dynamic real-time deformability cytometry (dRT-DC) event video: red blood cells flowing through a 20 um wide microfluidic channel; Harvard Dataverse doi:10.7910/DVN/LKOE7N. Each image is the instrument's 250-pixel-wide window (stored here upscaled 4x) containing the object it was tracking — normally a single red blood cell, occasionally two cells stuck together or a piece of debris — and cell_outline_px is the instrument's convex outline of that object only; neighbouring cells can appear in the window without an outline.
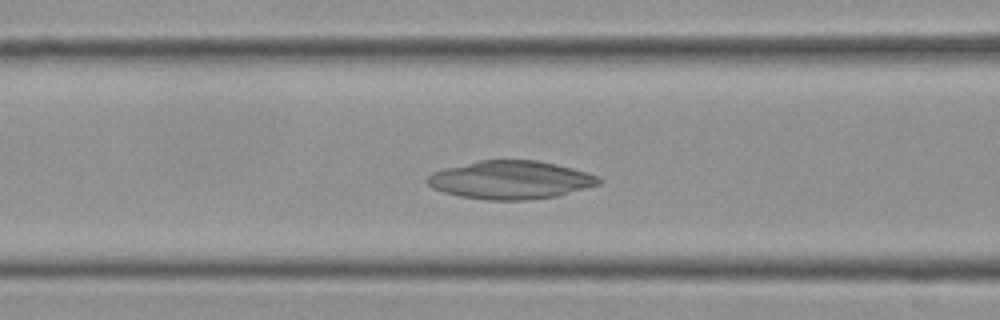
{"species": "Egyptian fruit bat (a non-hibernating species)", "species_latin": "Rousettus aegyptiacus", "temperature_condition": "cold", "stored_images_in_passage": 43, "camera_frame_rate_fps": 3000, "um_per_image_px": 0.085, "frame": {"image": 1, "passage_image": 14, "time_ms": 4.333, "image_size_px": [1000, 320], "cell_outline_px": [[600, 184], [556, 196], [524, 200], [484, 200], [460, 196], [444, 192], [432, 188], [428, 184], [428, 176], [432, 172], [444, 168], [480, 160], [536, 160], [556, 164], [588, 172], [600, 176]], "centroid_in_image_um": [43.4, 15.29], "position_along_channel_um": 123.2, "area_um2": 38.09}}
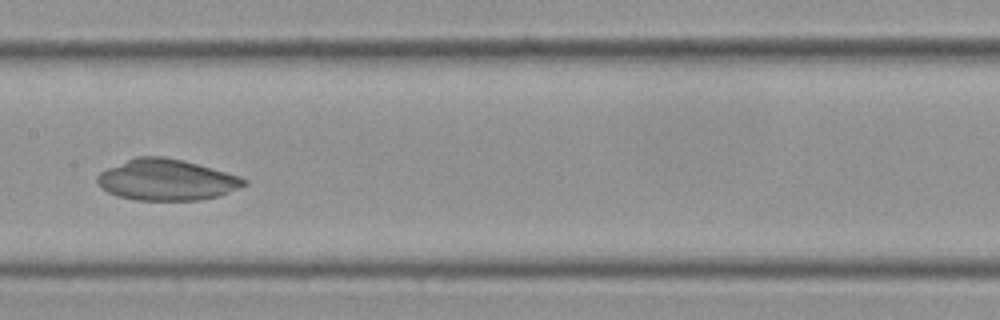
{"frame": {"image": 2, "passage_image": 20, "time_ms": 6.333, "image_size_px": [1000, 320], "cell_outline_px": [[248, 184], [220, 196], [200, 200], [136, 200], [116, 196], [108, 192], [96, 180], [96, 176], [100, 172], [108, 168], [136, 156], [164, 156], [184, 160], [240, 176], [248, 180]], "centroid_in_image_um": [14.19, 15.29], "position_along_channel_um": 193.2, "area_um2": 35.2}}
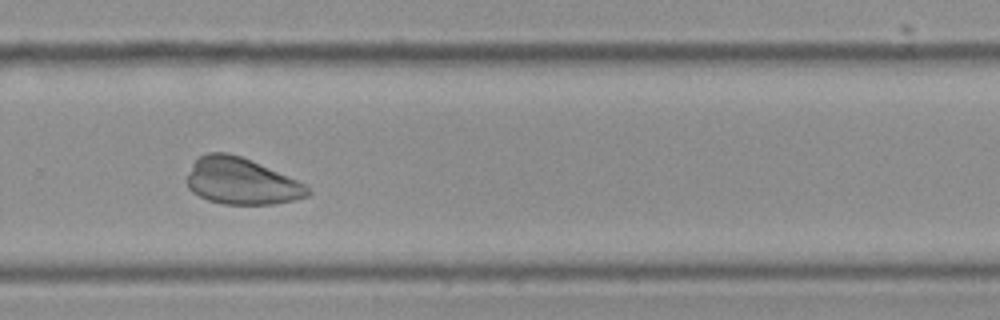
{"frame": {"image": 3, "passage_image": 30, "time_ms": 9.667, "image_size_px": [1000, 320], "cell_outline_px": [[312, 192], [308, 196], [292, 200], [272, 204], [224, 204], [208, 200], [192, 192], [188, 188], [184, 180], [192, 164], [200, 156], [208, 152], [228, 152], [240, 156], [296, 180], [304, 184]], "centroid_in_image_um": [20.45, 15.41], "position_along_channel_um": 309.4, "area_um2": 32.48}}